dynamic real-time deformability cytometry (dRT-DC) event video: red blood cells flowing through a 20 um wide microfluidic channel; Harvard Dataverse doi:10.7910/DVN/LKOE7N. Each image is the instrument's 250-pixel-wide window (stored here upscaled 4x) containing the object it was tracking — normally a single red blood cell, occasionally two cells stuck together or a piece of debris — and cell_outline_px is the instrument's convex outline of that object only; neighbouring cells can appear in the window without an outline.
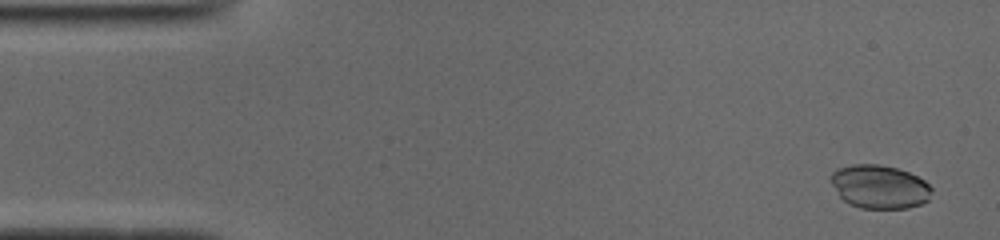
{"species": "common noctule bat (a hibernating species)", "species_latin": "Nyctalus noctula", "temperature_condition": "cold", "stored_images_in_passage": 51, "camera_frame_rate_fps": 3000, "um_per_image_px": 0.085, "animal": {"sex": "male", "body_mass_g": 19.0, "forearm_length_mm": 50.8}, "frame": {"image": 1, "passage_image": 3, "time_ms": 0.667, "image_size_px": [1000, 240], "cell_outline_px": [[932, 188], [928, 200], [920, 204], [908, 208], [860, 208], [848, 204], [840, 196], [832, 184], [832, 172], [836, 168], [852, 164], [880, 164], [896, 168], [908, 172], [924, 180]], "centroid_in_image_um": [74.75, 15.87], "position_along_channel_um": 10.2, "area_um2": 25.49}}
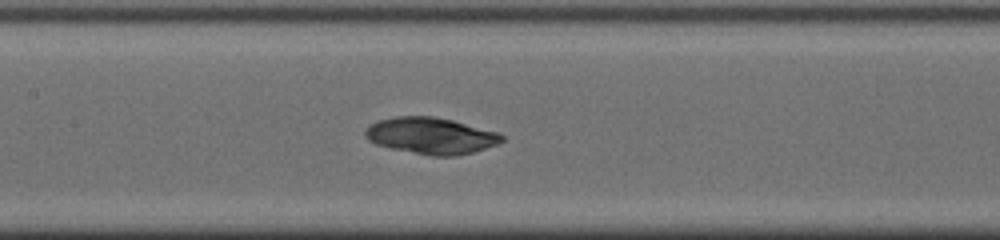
{"frame": {"image": 2, "passage_image": 24, "time_ms": 7.667, "image_size_px": [1000, 240], "cell_outline_px": [[504, 140], [496, 144], [472, 152], [456, 156], [432, 156], [392, 148], [376, 144], [368, 140], [364, 136], [364, 132], [372, 124], [380, 120], [396, 116], [432, 116], [452, 120], [496, 132], [504, 136]], "centroid_in_image_um": [36.62, 11.54], "position_along_channel_um": 170.8, "area_um2": 28.61}}
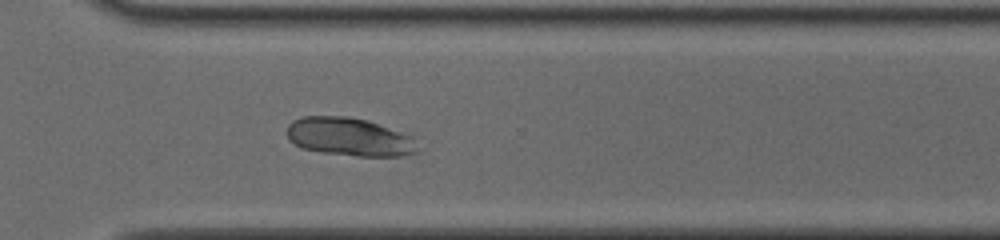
{"frame": {"image": 3, "passage_image": 37, "time_ms": 12.0, "image_size_px": [1000, 240], "cell_outline_px": [[420, 152], [404, 156], [356, 156], [320, 152], [304, 148], [288, 140], [288, 124], [292, 120], [304, 116], [348, 116], [368, 120], [412, 136]], "centroid_in_image_um": [29.72, 11.64], "position_along_channel_um": 340.9, "area_um2": 29.25}, "authors_computed_cell_mechanics": {"area_um2": 28.9, "velocity_mm_per_s": 3.9263, "shape_relaxation_time_tau1_ms": 3.0599, "shape_relaxation_time_tau2_ms": 1.9645, "deformation_change_tau1": 0.0392, "deformation_change_tau2": 0.0219}}